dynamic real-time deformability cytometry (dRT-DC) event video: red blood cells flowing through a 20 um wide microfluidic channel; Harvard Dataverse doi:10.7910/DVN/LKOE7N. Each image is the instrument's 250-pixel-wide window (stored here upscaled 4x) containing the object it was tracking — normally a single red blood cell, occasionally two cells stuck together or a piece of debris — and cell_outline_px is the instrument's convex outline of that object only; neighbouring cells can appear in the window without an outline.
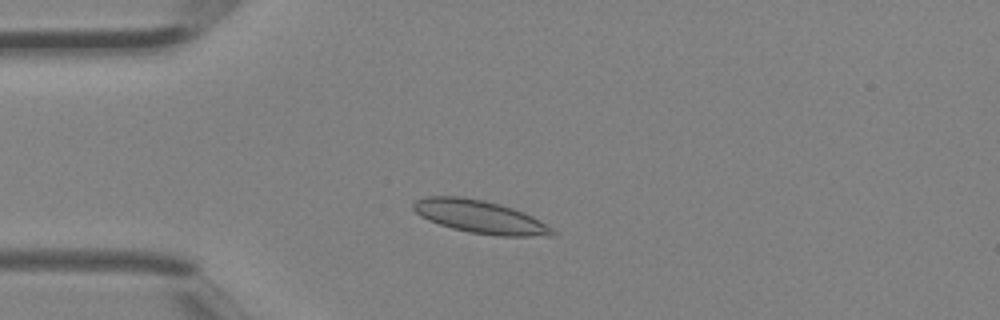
{"species": "Egyptian fruit bat (a non-hibernating species)", "species_latin": "Rousettus aegyptiacus", "temperature_condition": "room temperature", "stored_images_in_passage": 3, "camera_frame_rate_fps": 3000, "um_per_image_px": 0.085, "animal": {"sex": "female"}, "frame": {"image": 1, "passage_image": 2, "time_ms": 0.333, "image_size_px": [1000, 320], "cell_outline_px": [[556, 236], [500, 236], [468, 232], [452, 228], [428, 220], [420, 216], [412, 208], [412, 204], [416, 200], [428, 196], [460, 196], [484, 200], [512, 208], [524, 212], [540, 220], [552, 228], [556, 232]], "centroid_in_image_um": [40.81, 18.43], "position_along_channel_um": 44.2, "area_um2": 26.7}}
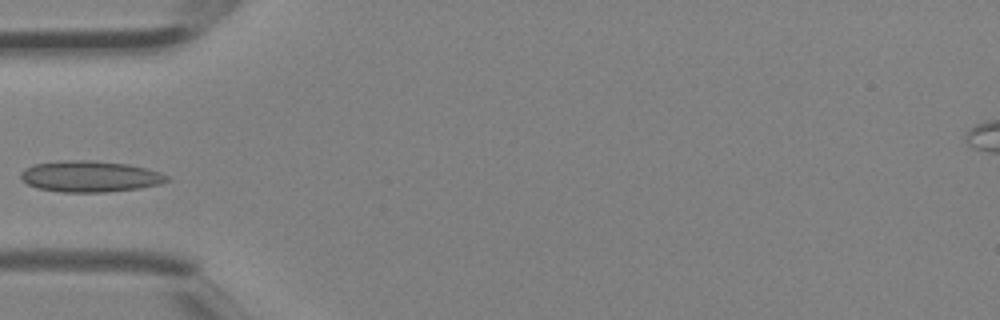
{"frame": {"image": 2, "passage_image": 3, "time_ms": 0.667, "image_size_px": [1000, 320], "cell_outline_px": [[172, 180], [160, 184], [140, 188], [108, 192], [60, 192], [36, 188], [28, 184], [20, 176], [20, 172], [24, 168], [32, 164], [60, 160], [92, 160], [128, 164], [160, 172], [168, 176]], "centroid_in_image_um": [7.64, 14.99], "position_along_channel_um": 77.4, "area_um2": 26.82}}